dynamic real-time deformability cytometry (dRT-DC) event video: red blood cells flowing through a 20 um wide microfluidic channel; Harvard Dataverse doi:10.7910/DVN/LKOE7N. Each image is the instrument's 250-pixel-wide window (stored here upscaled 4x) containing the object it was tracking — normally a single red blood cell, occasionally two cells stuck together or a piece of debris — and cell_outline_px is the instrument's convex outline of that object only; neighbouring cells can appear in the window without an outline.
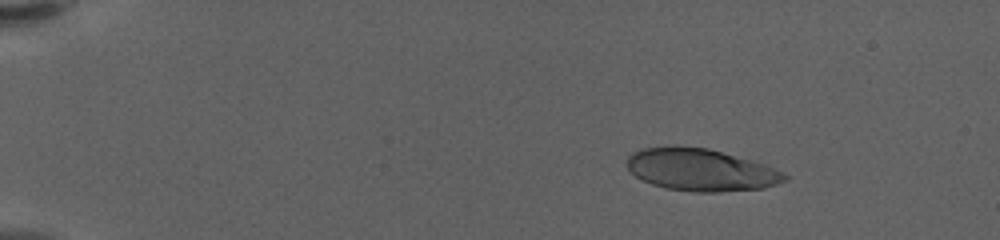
{"species": "human", "species_latin": "Homo sapiens", "temperature_condition": "warm", "stored_images_in_passage": 33, "camera_frame_rate_fps": 3000, "um_per_image_px": 0.085, "donor": {"sex": "female"}, "frame": {"image": 1, "passage_image": 6, "time_ms": 1.667, "image_size_px": [1000, 240], "cell_outline_px": [[788, 180], [764, 188], [720, 192], [692, 192], [664, 188], [652, 184], [628, 172], [628, 156], [632, 152], [644, 148], [676, 144], [708, 148], [752, 160], [764, 164], [784, 172], [788, 176]], "centroid_in_image_um": [59.56, 14.42], "position_along_channel_um": 25.4, "area_um2": 39.3}}
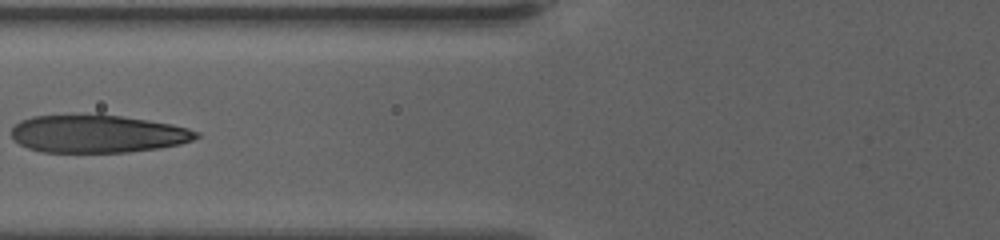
{"frame": {"image": 2, "passage_image": 21, "time_ms": 6.667, "image_size_px": [1000, 240], "cell_outline_px": [[200, 136], [192, 140], [180, 144], [160, 148], [128, 152], [40, 152], [28, 148], [12, 140], [12, 128], [20, 120], [32, 116], [96, 112], [148, 120], [172, 124], [188, 128], [200, 132]], "centroid_in_image_um": [8.27, 11.34], "position_along_channel_um": 117.5, "area_um2": 41.67}}
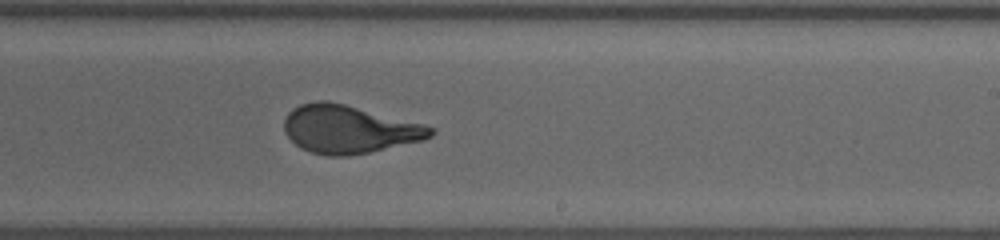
{"frame": {"image": 3, "passage_image": 33, "time_ms": 10.667, "image_size_px": [1000, 240], "cell_outline_px": [[436, 132], [432, 136], [424, 140], [368, 152], [348, 156], [328, 156], [312, 152], [300, 148], [284, 132], [284, 120], [288, 112], [292, 108], [300, 104], [316, 100], [328, 100], [424, 124], [436, 128]], "centroid_in_image_um": [29.66, 10.98], "position_along_channel_um": 259.3, "area_um2": 40.98}}